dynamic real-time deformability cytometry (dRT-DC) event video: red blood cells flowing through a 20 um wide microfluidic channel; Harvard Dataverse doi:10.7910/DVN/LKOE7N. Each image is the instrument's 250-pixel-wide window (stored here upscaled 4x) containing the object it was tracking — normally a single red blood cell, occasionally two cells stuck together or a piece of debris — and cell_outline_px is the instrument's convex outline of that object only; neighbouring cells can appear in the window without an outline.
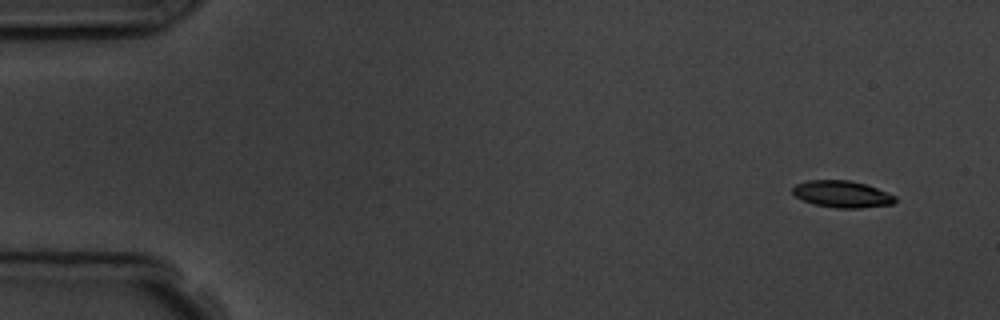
{"species": "common noctule bat (a hibernating species)", "species_latin": "Nyctalus noctula", "temperature_condition": "room temperature", "stored_images_in_passage": 4, "camera_frame_rate_fps": 3000, "um_per_image_px": 0.085, "animal": {"sex": "male", "body_mass_g": 19.5, "forearm_length_mm": 54.6}, "frame": {"image": 1, "passage_image": 1, "time_ms": 0.0, "image_size_px": [1000, 320], "cell_outline_px": [[896, 200], [892, 204], [860, 208], [836, 208], [812, 204], [796, 196], [792, 192], [792, 188], [796, 184], [808, 180], [848, 180], [864, 184], [876, 188], [896, 196]], "centroid_in_image_um": [71.55, 16.5], "position_along_channel_um": 13.4, "area_um2": 15.9}}
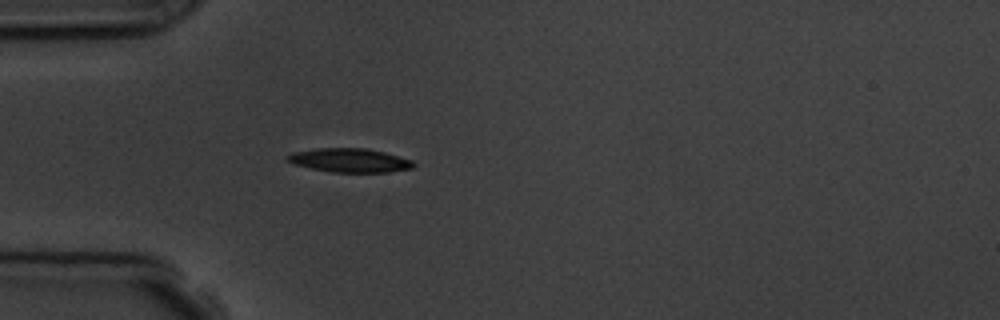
{"frame": {"image": 2, "passage_image": 4, "time_ms": 4.0, "image_size_px": [1000, 320], "cell_outline_px": [[416, 164], [412, 168], [388, 172], [332, 172], [292, 164], [284, 160], [284, 156], [292, 152], [316, 148], [364, 148], [384, 152], [412, 160]], "centroid_in_image_um": [29.66, 13.62], "position_along_channel_um": 55.3, "area_um2": 17.63}}